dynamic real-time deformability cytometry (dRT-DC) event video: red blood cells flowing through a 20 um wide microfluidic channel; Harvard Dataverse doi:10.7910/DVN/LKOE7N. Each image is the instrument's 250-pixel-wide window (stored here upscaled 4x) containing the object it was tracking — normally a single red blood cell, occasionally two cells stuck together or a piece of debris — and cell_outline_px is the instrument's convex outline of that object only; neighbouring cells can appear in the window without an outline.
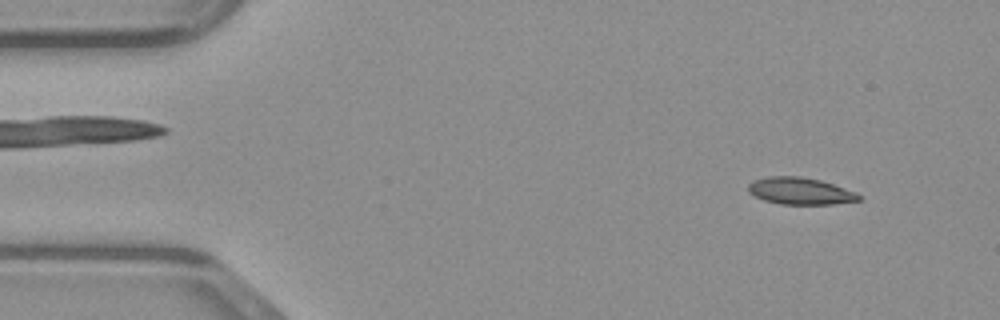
{"species": "common noctule bat (a hibernating species)", "species_latin": "Nyctalus noctula", "temperature_condition": "warm", "stored_images_in_passage": 47, "camera_frame_rate_fps": 3000, "um_per_image_px": 0.085, "animal": {"sex": "male", "body_mass_g": 23.1, "forearm_length_mm": 52.7}, "frame": {"image": 1, "passage_image": 4, "time_ms": 1.0, "image_size_px": [1000, 320], "cell_outline_px": [[860, 200], [832, 204], [780, 204], [764, 200], [748, 192], [748, 184], [752, 180], [768, 176], [800, 176], [820, 180], [856, 192], [860, 196]], "centroid_in_image_um": [67.98, 16.23], "position_along_channel_um": 17.0, "area_um2": 17.28}}
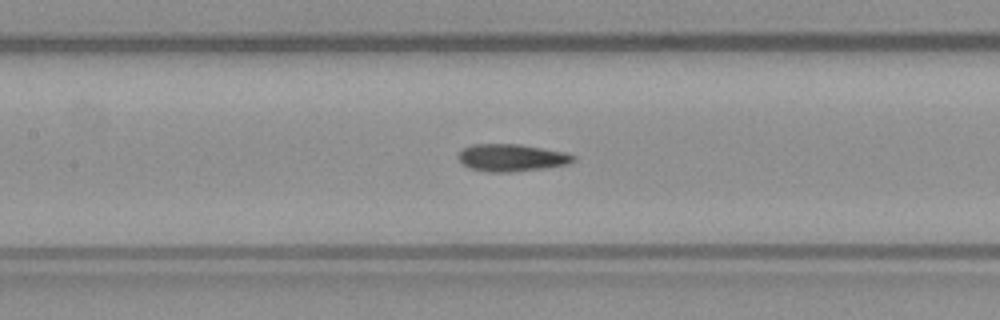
{"frame": {"image": 2, "passage_image": 21, "time_ms": 6.667, "image_size_px": [1000, 320], "cell_outline_px": [[576, 160], [568, 164], [544, 168], [516, 172], [488, 172], [468, 168], [456, 156], [464, 148], [472, 144], [520, 144], [564, 152], [576, 156]], "centroid_in_image_um": [43.49, 13.41], "position_along_channel_um": 163.9, "area_um2": 18.38}}
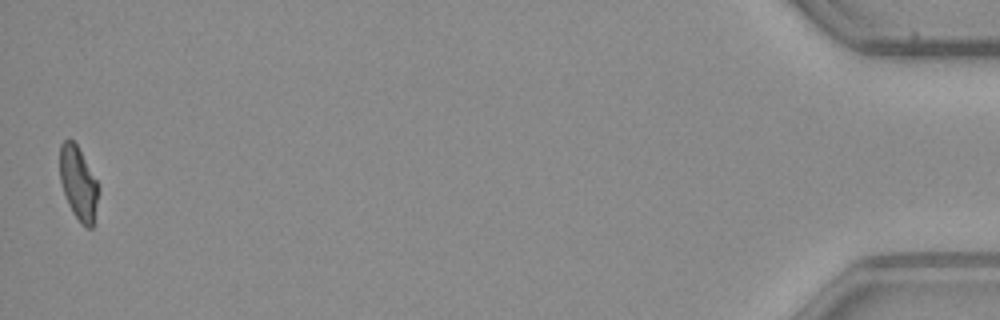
{"frame": {"image": 3, "passage_image": 47, "time_ms": 15.333, "image_size_px": [1000, 320], "cell_outline_px": [[100, 188], [92, 228], [88, 228], [80, 224], [72, 212], [68, 204], [60, 180], [60, 144], [64, 140], [72, 140], [76, 144], [96, 180]], "centroid_in_image_um": [6.66, 15.61], "position_along_channel_um": 428.5, "area_um2": 16.36}}